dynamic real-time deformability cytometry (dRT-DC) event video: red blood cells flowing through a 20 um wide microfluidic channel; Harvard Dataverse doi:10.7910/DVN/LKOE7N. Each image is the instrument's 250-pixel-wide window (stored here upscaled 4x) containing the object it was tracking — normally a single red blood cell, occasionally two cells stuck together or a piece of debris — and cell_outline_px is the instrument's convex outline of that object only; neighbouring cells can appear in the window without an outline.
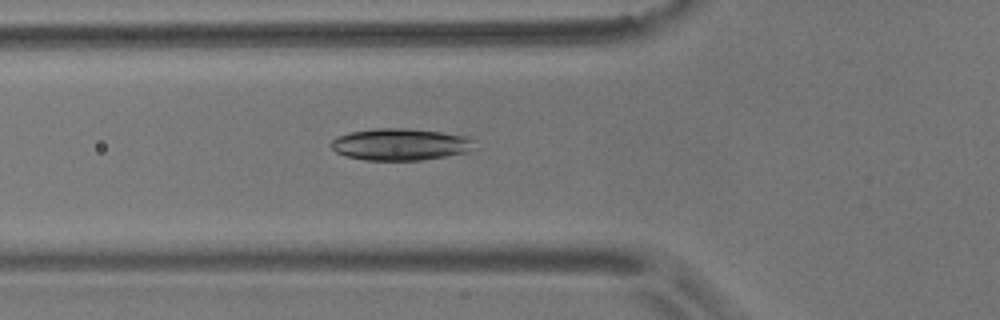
{"species": "common noctule bat (a hibernating species)", "species_latin": "Nyctalus noctula", "temperature_condition": "room temperature", "stored_images_in_passage": 45, "camera_frame_rate_fps": 3000, "um_per_image_px": 0.085, "animal": {"sex": "male", "body_mass_g": 17.9}, "frame": {"image": 1, "passage_image": 9, "time_ms": 2.667, "image_size_px": [1000, 320], "cell_outline_px": [[476, 140], [468, 152], [448, 156], [420, 160], [364, 160], [348, 156], [336, 152], [328, 144], [336, 136], [348, 132], [372, 128], [408, 128], [440, 132], [468, 136]], "centroid_in_image_um": [34.01, 12.26], "position_along_channel_um": 91.8, "area_um2": 26.88}}
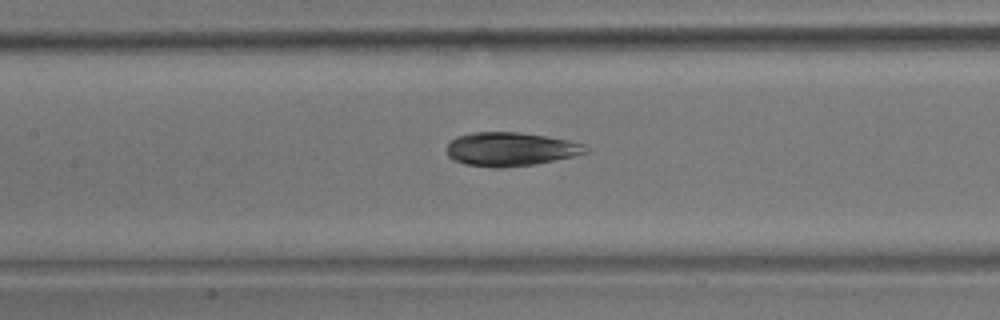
{"frame": {"image": 2, "passage_image": 15, "time_ms": 4.667, "image_size_px": [1000, 320], "cell_outline_px": [[592, 148], [588, 152], [572, 156], [536, 164], [504, 168], [496, 168], [464, 164], [452, 160], [448, 156], [444, 148], [456, 136], [472, 132], [520, 132], [568, 140], [584, 144]], "centroid_in_image_um": [43.36, 12.68], "position_along_channel_um": 164.0, "area_um2": 27.63}}
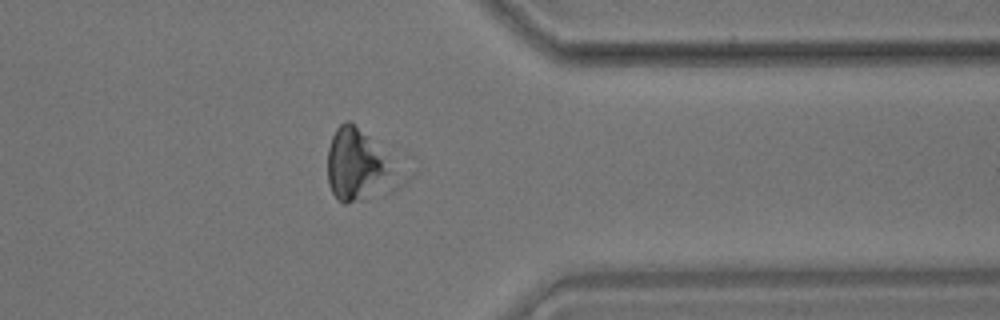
{"frame": {"image": 3, "passage_image": 34, "time_ms": 11.0, "image_size_px": [1000, 320], "cell_outline_px": [[416, 172], [400, 188], [392, 192], [364, 200], [344, 204], [332, 192], [328, 184], [328, 148], [332, 136], [336, 128], [344, 120], [348, 120]], "centroid_in_image_um": [30.8, 14.13], "position_along_channel_um": 380.6, "area_um2": 32.95}, "authors_computed_cell_mechanics": {"area_um2": 28.322, "velocity_mm_per_s": 3.5608, "shape_relaxation_time_tau1_ms": 2.4674, "shape_relaxation_time_tau2_ms": 2.1882, "deformation_change_tau1": 0.0466, "deformation_change_tau2": 0.1028}}